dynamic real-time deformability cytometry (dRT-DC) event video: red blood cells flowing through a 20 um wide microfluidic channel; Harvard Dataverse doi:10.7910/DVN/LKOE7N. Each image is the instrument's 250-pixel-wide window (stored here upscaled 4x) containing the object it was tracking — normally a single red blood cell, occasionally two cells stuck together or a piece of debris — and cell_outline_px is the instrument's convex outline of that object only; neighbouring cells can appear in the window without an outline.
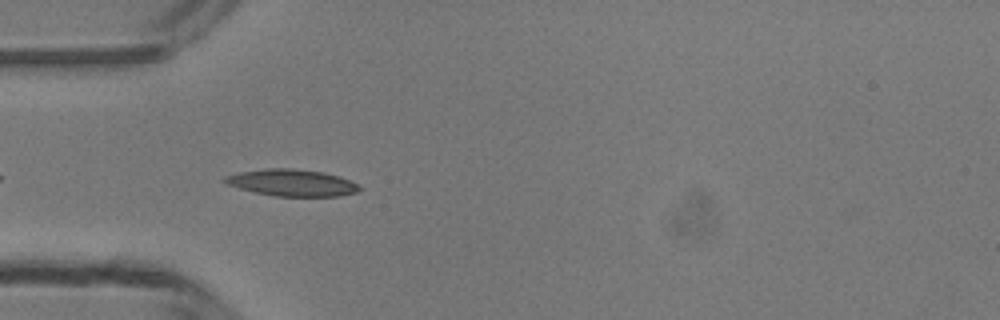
{"species": "common noctule bat (a hibernating species)", "species_latin": "Nyctalus noctula", "temperature_condition": "room temperature", "stored_images_in_passage": 35, "camera_frame_rate_fps": 3000, "um_per_image_px": 0.085, "animal": {"sex": "male", "body_mass_g": 13.3}, "frame": {"image": 1, "passage_image": 4, "time_ms": 1.0, "image_size_px": [1000, 320], "cell_outline_px": [[360, 188], [356, 192], [340, 196], [272, 196], [240, 188], [228, 184], [220, 180], [224, 176], [240, 172], [264, 168], [292, 168], [324, 172], [348, 180], [356, 184]], "centroid_in_image_um": [24.75, 15.52], "position_along_channel_um": 60.2, "area_um2": 20.81}}
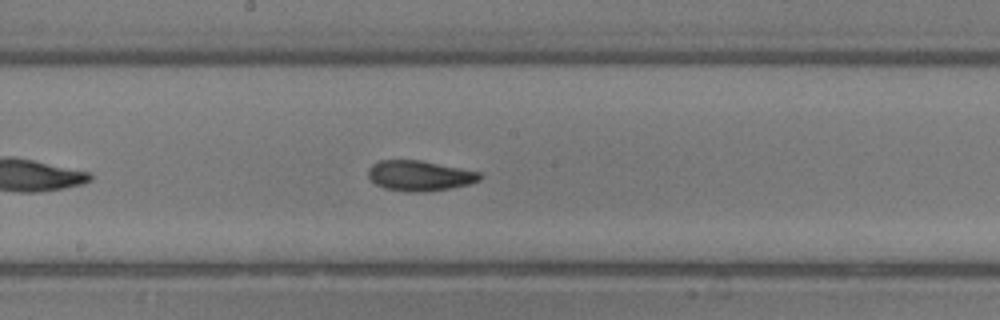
{"frame": {"image": 2, "passage_image": 15, "time_ms": 4.667, "image_size_px": [1000, 320], "cell_outline_px": [[480, 180], [468, 184], [452, 188], [424, 192], [404, 192], [384, 188], [376, 184], [368, 176], [368, 168], [372, 164], [380, 160], [420, 160], [480, 172]], "centroid_in_image_um": [35.63, 14.94], "position_along_channel_um": 212.6, "area_um2": 19.71}}
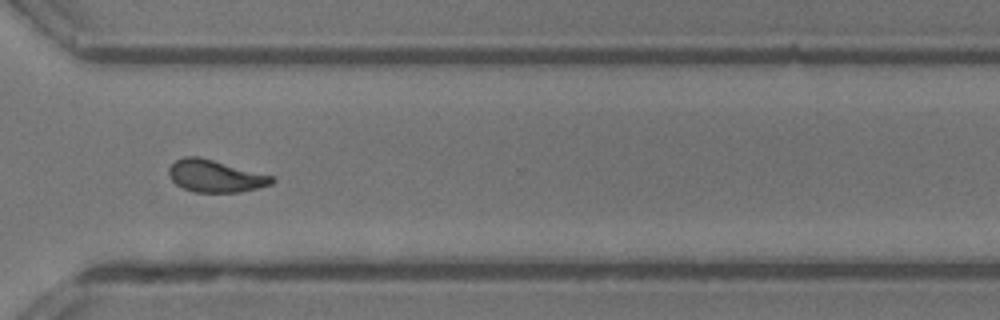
{"frame": {"image": 3, "passage_image": 25, "time_ms": 8.0, "image_size_px": [1000, 320], "cell_outline_px": [[276, 180], [272, 184], [240, 192], [196, 192], [184, 188], [176, 184], [168, 176], [168, 168], [176, 160], [184, 156], [200, 156], [272, 176]], "centroid_in_image_um": [18.27, 14.96], "position_along_channel_um": 352.3, "area_um2": 19.25}, "authors_computed_cell_mechanics": {"area_um2": 19.7098, "velocity_mm_per_s": 4.2011, "shape_relaxation_time_tau1_ms": 6.9445, "shape_relaxation_time_tau2_ms": 1.6255, "deformation_change_tau1": 0.2211, "deformation_change_tau2": 0.0756}}